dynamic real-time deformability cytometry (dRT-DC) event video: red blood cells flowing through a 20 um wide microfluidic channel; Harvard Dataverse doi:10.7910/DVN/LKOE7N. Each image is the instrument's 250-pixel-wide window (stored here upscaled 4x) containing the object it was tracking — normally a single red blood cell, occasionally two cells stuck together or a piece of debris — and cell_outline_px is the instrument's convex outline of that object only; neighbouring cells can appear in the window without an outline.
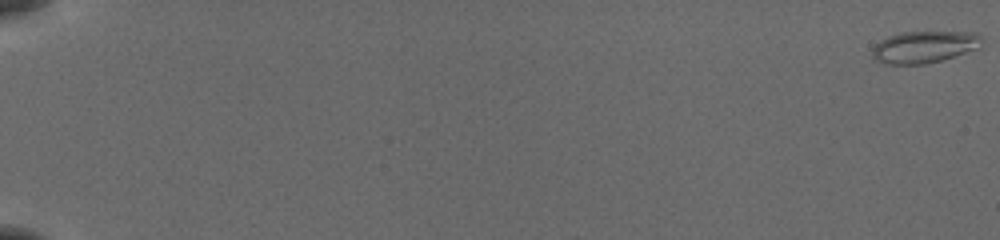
{"species": "common noctule bat (a hibernating species)", "species_latin": "Nyctalus noctula", "temperature_condition": "cold", "stored_images_in_passage": 56, "camera_frame_rate_fps": 3000, "um_per_image_px": 0.085, "animal": {"sex": "female", "body_mass_g": 19.5, "forearm_length_mm": 54.1}, "frame": {"image": 1, "passage_image": 1, "time_ms": 0.0, "image_size_px": [1000, 240], "cell_outline_px": [[980, 48], [940, 60], [924, 64], [884, 64], [872, 60], [872, 52], [876, 44], [880, 40], [888, 36], [900, 32], [976, 32], [980, 36]], "centroid_in_image_um": [78.51, 3.99], "position_along_channel_um": 6.5, "area_um2": 20.35}}
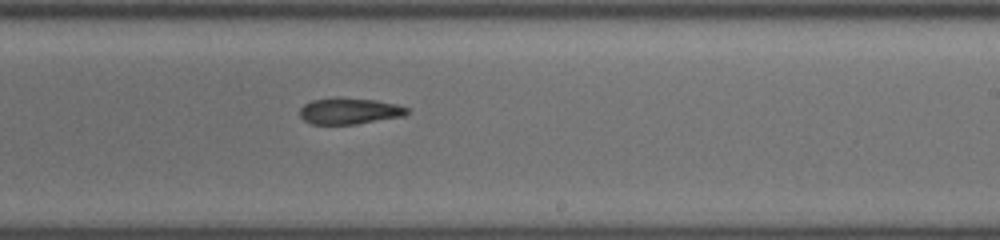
{"frame": {"image": 2, "passage_image": 37, "time_ms": 12.0, "image_size_px": [1000, 240], "cell_outline_px": [[408, 112], [404, 116], [356, 124], [312, 124], [304, 120], [300, 116], [300, 108], [304, 104], [312, 100], [336, 96], [340, 96], [376, 100], [396, 104], [408, 108]], "centroid_in_image_um": [29.68, 9.42], "position_along_channel_um": 259.3, "area_um2": 16.65}}
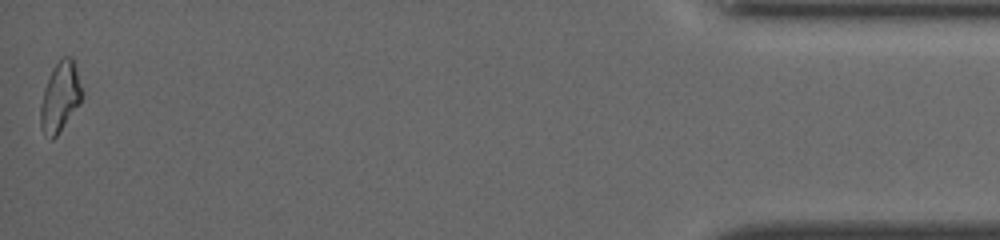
{"frame": {"image": 3, "passage_image": 56, "time_ms": 18.333, "image_size_px": [1000, 240], "cell_outline_px": [[80, 104], [56, 136], [52, 140], [40, 128], [40, 104], [44, 88], [52, 68], [64, 56], [72, 56], [80, 88]], "centroid_in_image_um": [5.06, 8.26], "position_along_channel_um": 430.1, "area_um2": 16.36}}